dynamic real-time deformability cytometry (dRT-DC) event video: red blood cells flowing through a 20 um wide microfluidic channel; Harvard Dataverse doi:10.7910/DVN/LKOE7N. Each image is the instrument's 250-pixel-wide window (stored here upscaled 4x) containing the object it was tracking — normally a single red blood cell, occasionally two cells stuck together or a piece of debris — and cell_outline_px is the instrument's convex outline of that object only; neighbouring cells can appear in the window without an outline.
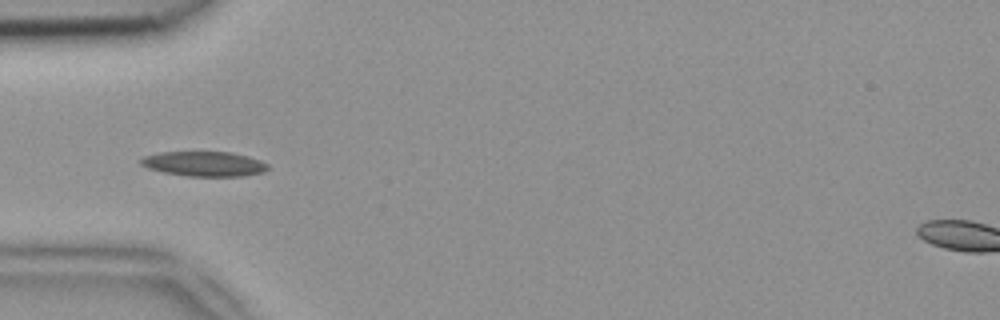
{"species": "common noctule bat (a hibernating species)", "species_latin": "Nyctalus noctula", "temperature_condition": "room temperature", "stored_images_in_passage": 43, "camera_frame_rate_fps": 3000, "um_per_image_px": 0.085, "animal": {"sex": "female", "body_mass_g": 18.4}, "frame": {"image": 1, "passage_image": 9, "time_ms": 2.667, "image_size_px": [1000, 320], "cell_outline_px": [[268, 168], [264, 172], [244, 176], [188, 176], [164, 172], [148, 168], [140, 164], [136, 160], [144, 156], [160, 152], [232, 152], [248, 156], [260, 160], [268, 164]], "centroid_in_image_um": [17.34, 13.92], "position_along_channel_um": 67.7, "area_um2": 18.5}}
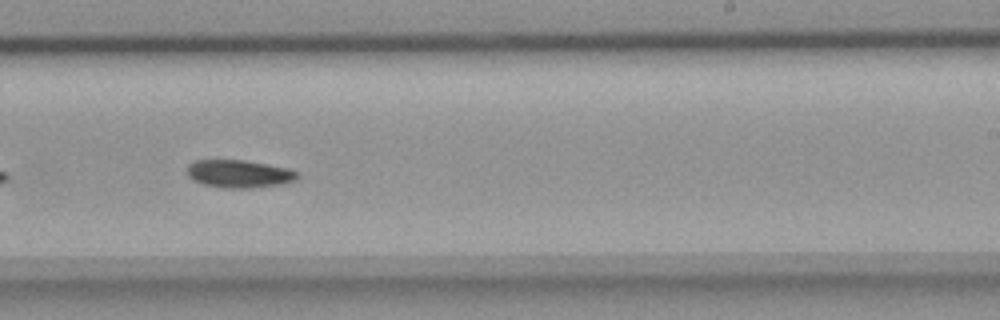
{"frame": {"image": 2, "passage_image": 24, "time_ms": 7.667, "image_size_px": [1000, 320], "cell_outline_px": [[296, 180], [284, 184], [252, 188], [224, 188], [204, 184], [192, 180], [188, 176], [188, 164], [192, 160], [244, 160], [288, 168], [296, 172]], "centroid_in_image_um": [20.29, 14.78], "position_along_channel_um": 268.7, "area_um2": 17.86}}
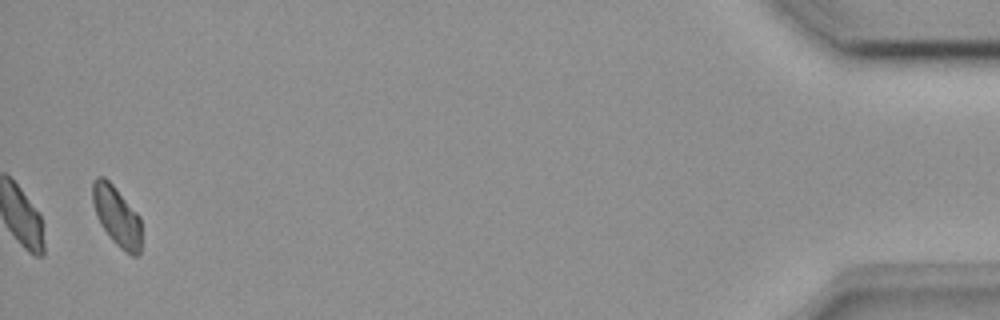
{"frame": {"image": 3, "passage_image": 42, "time_ms": 13.667, "image_size_px": [1000, 320], "cell_outline_px": [[140, 252], [136, 256], [132, 256], [120, 248], [112, 240], [100, 224], [92, 200], [92, 180], [96, 176], [104, 176], [116, 188], [140, 216]], "centroid_in_image_um": [9.91, 18.34], "position_along_channel_um": 425.3, "area_um2": 16.94}}